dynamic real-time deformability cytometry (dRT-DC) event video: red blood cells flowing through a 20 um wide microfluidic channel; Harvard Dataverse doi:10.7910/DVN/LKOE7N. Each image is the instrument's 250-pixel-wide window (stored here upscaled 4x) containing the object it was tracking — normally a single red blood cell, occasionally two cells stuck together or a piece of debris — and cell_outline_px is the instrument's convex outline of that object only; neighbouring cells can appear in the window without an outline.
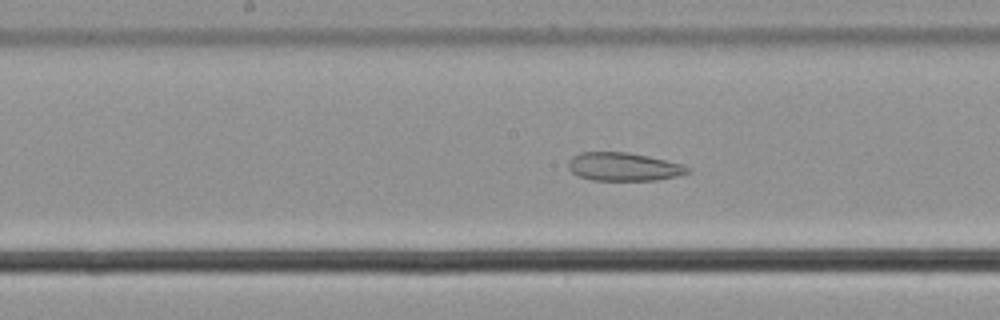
{"species": "common noctule bat (a hibernating species)", "species_latin": "Nyctalus noctula", "temperature_condition": "cold", "stored_images_in_passage": 57, "camera_frame_rate_fps": 3000, "um_per_image_px": 0.085, "animal": {"sex": "male", "body_mass_g": 21.5, "forearm_length_mm": 52.0}, "frame": {"image": 1, "passage_image": 30, "time_ms": 9.667, "image_size_px": [1000, 320], "cell_outline_px": [[692, 172], [676, 176], [656, 180], [592, 180], [576, 176], [568, 168], [568, 160], [572, 156], [580, 152], [628, 152], [648, 156], [684, 164], [692, 168]], "centroid_in_image_um": [53.01, 14.17], "position_along_channel_um": 195.2, "area_um2": 19.94}}
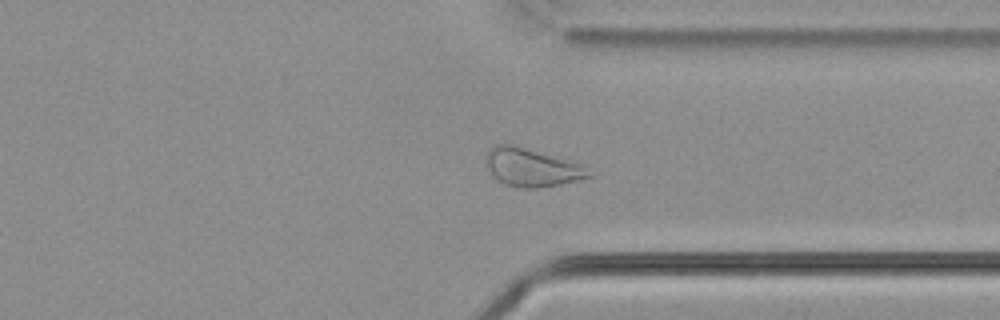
{"frame": {"image": 2, "passage_image": 44, "time_ms": 14.333, "image_size_px": [1000, 320], "cell_outline_px": [[592, 176], [560, 184], [536, 188], [524, 188], [504, 184], [496, 180], [488, 172], [484, 164], [484, 156], [496, 144], [512, 144], [588, 164]], "centroid_in_image_um": [45.2, 14.22], "position_along_channel_um": 366.2, "area_um2": 23.47}}
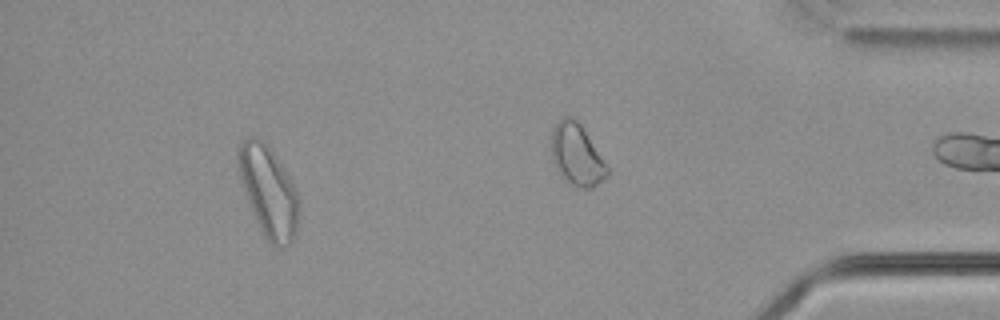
{"frame": {"image": 3, "passage_image": 53, "time_ms": 17.333, "image_size_px": [1000, 320], "cell_outline_px": [[300, 208], [296, 232], [288, 244], [280, 248], [272, 244], [264, 236], [256, 220], [248, 200], [240, 176], [240, 144], [248, 136], [256, 136], [272, 152], [284, 168], [296, 188], [300, 200]], "centroid_in_image_um": [22.88, 16.32], "position_along_channel_um": 412.3, "area_um2": 31.1}}